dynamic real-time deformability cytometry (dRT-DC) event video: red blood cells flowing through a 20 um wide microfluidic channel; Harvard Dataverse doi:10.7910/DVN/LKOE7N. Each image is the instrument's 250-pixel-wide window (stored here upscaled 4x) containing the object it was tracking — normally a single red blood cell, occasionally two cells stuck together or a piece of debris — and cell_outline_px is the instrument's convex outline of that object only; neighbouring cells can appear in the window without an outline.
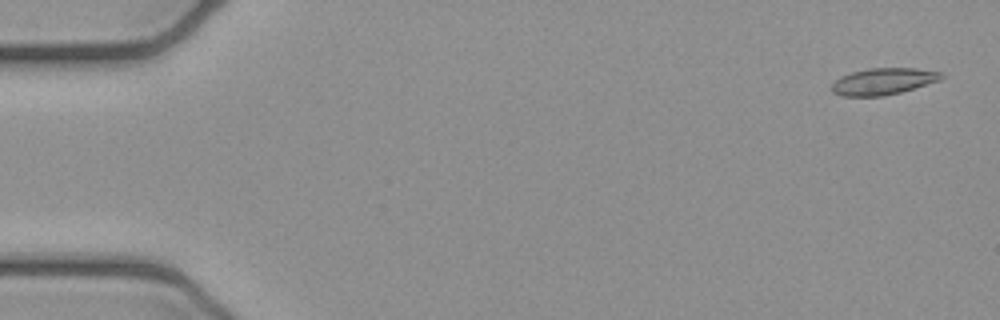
{"species": "common noctule bat (a hibernating species)", "species_latin": "Nyctalus noctula", "temperature_condition": "cold", "stored_images_in_passage": 2, "camera_frame_rate_fps": 3000, "um_per_image_px": 0.085, "animal": {"sex": "female", "body_mass_g": 21.9}, "frame": {"image": 1, "passage_image": 1, "time_ms": 0.0, "image_size_px": [1000, 320], "cell_outline_px": [[944, 76], [940, 80], [900, 92], [884, 96], [844, 96], [832, 92], [832, 84], [840, 76], [852, 72], [868, 68], [916, 68], [940, 72]], "centroid_in_image_um": [75.06, 6.91], "position_along_channel_um": 9.9, "area_um2": 16.88}}